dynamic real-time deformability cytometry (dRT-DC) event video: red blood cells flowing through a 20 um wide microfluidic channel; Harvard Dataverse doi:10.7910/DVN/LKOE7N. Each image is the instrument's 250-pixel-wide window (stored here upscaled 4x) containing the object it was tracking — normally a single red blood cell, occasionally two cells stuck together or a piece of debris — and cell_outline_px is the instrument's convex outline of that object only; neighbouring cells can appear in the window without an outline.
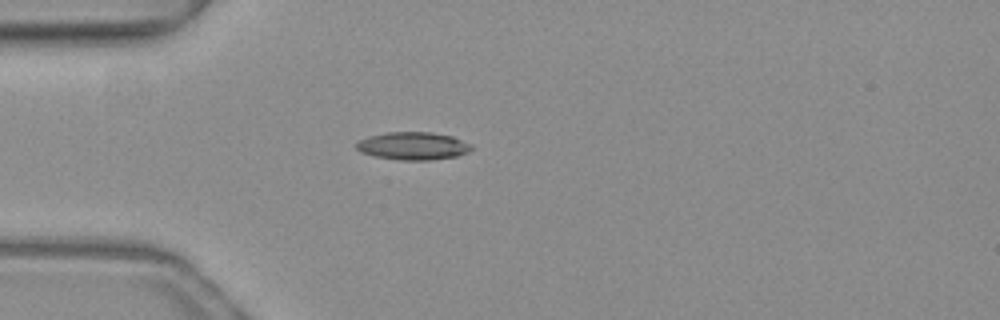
{"species": "common noctule bat (a hibernating species)", "species_latin": "Nyctalus noctula", "temperature_condition": "warm", "stored_images_in_passage": 38, "camera_frame_rate_fps": 3000, "um_per_image_px": 0.085, "animal": {"sex": "female", "body_mass_g": 19.3, "forearm_length_mm": 54.1}, "frame": {"image": 1, "passage_image": 1, "time_ms": 0.0, "image_size_px": [1000, 320], "cell_outline_px": [[472, 148], [468, 152], [456, 156], [432, 160], [400, 160], [376, 156], [360, 152], [356, 148], [356, 144], [360, 140], [368, 136], [388, 132], [432, 132], [452, 136], [472, 144]], "centroid_in_image_um": [35.12, 12.4], "position_along_channel_um": 49.9, "area_um2": 18.61}}
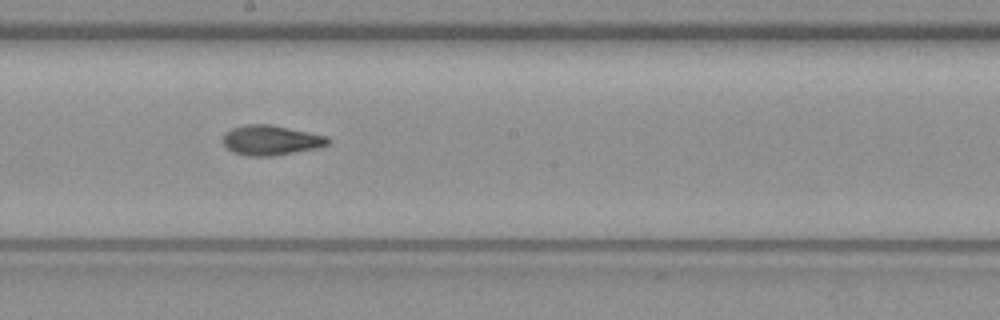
{"frame": {"image": 2, "passage_image": 15, "time_ms": 4.667, "image_size_px": [1000, 320], "cell_outline_px": [[332, 140], [328, 144], [316, 148], [276, 156], [248, 156], [232, 152], [224, 144], [224, 132], [232, 128], [244, 124], [268, 124], [328, 136]], "centroid_in_image_um": [23.03, 11.92], "position_along_channel_um": 225.2, "area_um2": 18.32}}
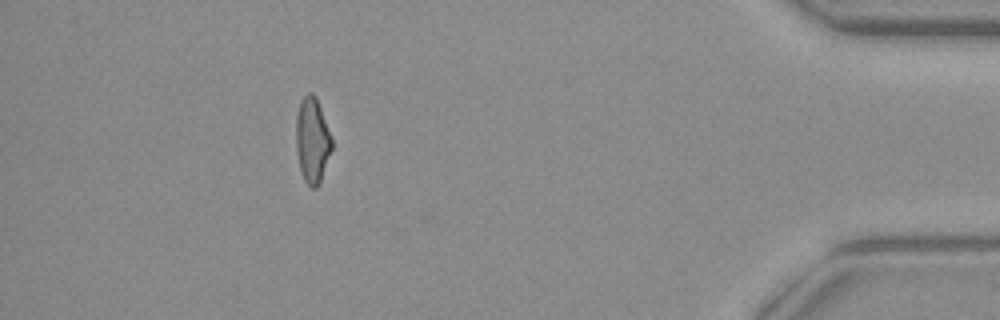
{"frame": {"image": 3, "passage_image": 33, "time_ms": 10.667, "image_size_px": [1000, 320], "cell_outline_px": [[332, 148], [320, 180], [316, 188], [312, 188], [304, 180], [300, 172], [296, 152], [296, 116], [300, 100], [308, 92], [312, 92], [316, 96], [332, 140]], "centroid_in_image_um": [26.51, 11.9], "position_along_channel_um": 408.7, "area_um2": 17.69}, "authors_computed_cell_mechanics": {"area_um2": 18.1781, "velocity_mm_per_s": 4.0142, "shape_relaxation_time_tau1_ms": 11.1476, "shape_relaxation_time_tau2_ms": 2.5336, "deformation_change_tau1": 0.2747, "deformation_change_tau2": 0.0967}}